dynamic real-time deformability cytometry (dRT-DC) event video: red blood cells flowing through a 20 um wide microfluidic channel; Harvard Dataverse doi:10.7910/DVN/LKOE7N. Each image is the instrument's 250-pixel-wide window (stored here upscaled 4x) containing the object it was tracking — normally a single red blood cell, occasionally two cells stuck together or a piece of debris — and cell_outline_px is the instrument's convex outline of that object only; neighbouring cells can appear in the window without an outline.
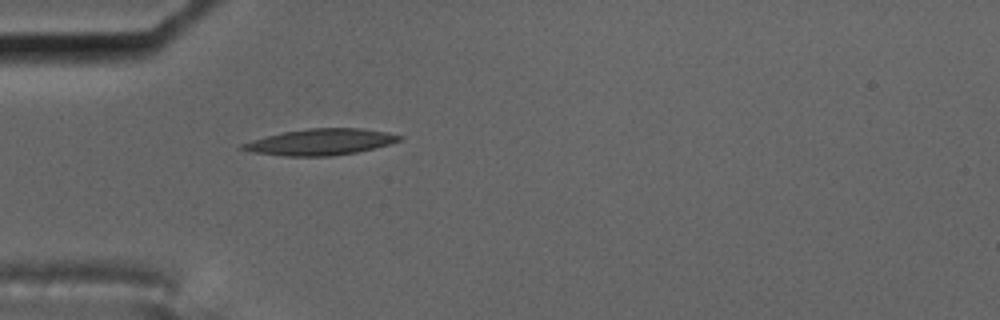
{"species": "common noctule bat (a hibernating species)", "species_latin": "Nyctalus noctula", "temperature_condition": "cold", "stored_images_in_passage": 41, "camera_frame_rate_fps": 3000, "um_per_image_px": 0.085, "animal": {"sex": "male", "body_mass_g": 17.5, "forearm_length_mm": 52.3}, "frame": {"image": 1, "passage_image": 1, "time_ms": 0.0, "image_size_px": [1000, 320], "cell_outline_px": [[404, 136], [400, 140], [388, 144], [356, 152], [332, 156], [284, 156], [252, 152], [240, 148], [240, 144], [252, 140], [284, 132], [308, 128], [360, 128], [388, 132]], "centroid_in_image_um": [27.24, 12.06], "position_along_channel_um": 57.8, "area_um2": 23.76}}
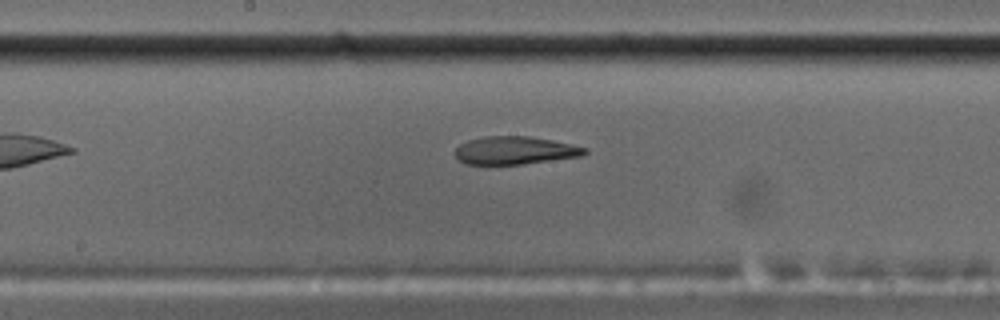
{"frame": {"image": 2, "passage_image": 14, "time_ms": 4.333, "image_size_px": [1000, 320], "cell_outline_px": [[588, 152], [580, 156], [524, 164], [464, 164], [452, 152], [460, 144], [468, 140], [484, 136], [528, 136], [552, 140], [572, 144], [588, 148]], "centroid_in_image_um": [43.75, 12.78], "position_along_channel_um": 204.4, "area_um2": 21.15}}
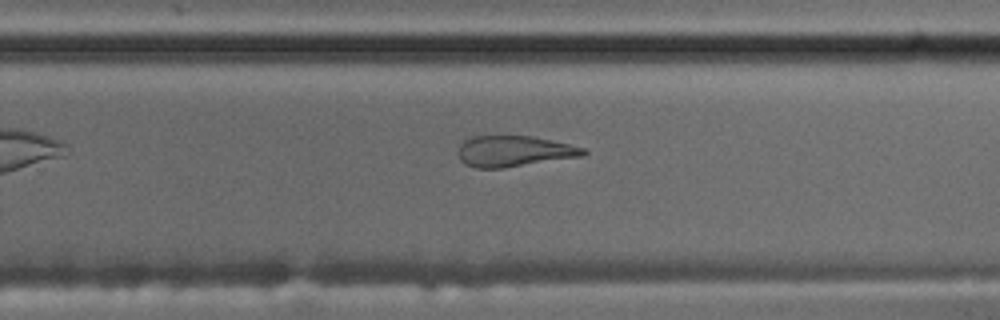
{"frame": {"image": 3, "passage_image": 21, "time_ms": 6.667, "image_size_px": [1000, 320], "cell_outline_px": [[588, 152], [584, 156], [504, 168], [476, 168], [464, 164], [460, 160], [456, 152], [460, 144], [464, 140], [472, 136], [532, 136], [568, 144], [584, 148]], "centroid_in_image_um": [43.65, 12.86], "position_along_channel_um": 286.1, "area_um2": 22.72}, "authors_computed_cell_mechanics": {"area_um2": 24.1026, "velocity_mm_per_s": 3.5073, "shape_relaxation_time_tau1_ms": null, "shape_relaxation_time_tau2_ms": 2.9398, "deformation_change_tau1": null, "deformation_change_tau2": 0.1187}}